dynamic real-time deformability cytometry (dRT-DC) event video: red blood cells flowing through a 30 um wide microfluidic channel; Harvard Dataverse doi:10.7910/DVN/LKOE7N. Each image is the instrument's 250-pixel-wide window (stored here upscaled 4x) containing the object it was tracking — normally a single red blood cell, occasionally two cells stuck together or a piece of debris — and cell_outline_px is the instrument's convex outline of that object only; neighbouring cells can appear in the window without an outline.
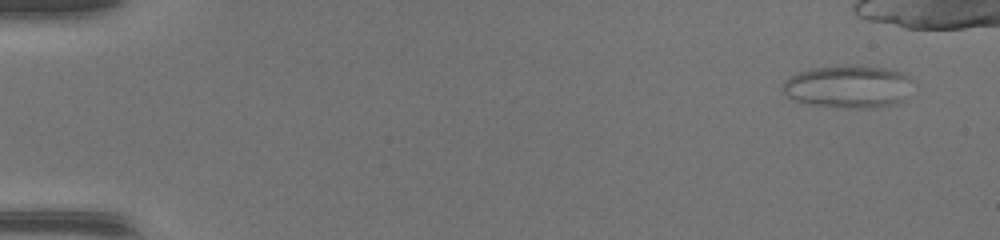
{"species": "common noctule bat (a hibernating species)", "species_latin": "Nyctalus noctula", "temperature_condition": "warm", "stored_images_in_passage": 15, "camera_frame_rate_fps": 3000, "um_per_image_px": 0.085, "animal": {"sex": "female", "body_mass_g": 17.0, "forearm_length_mm": 48.0}, "frame": {"image": 1, "passage_image": 3, "time_ms": 0.667, "image_size_px": [1000, 240], "cell_outline_px": [[912, 80], [900, 100], [892, 104], [872, 108], [848, 108], [812, 104], [796, 100], [788, 96], [780, 88], [792, 76], [800, 72], [812, 68], [884, 68], [904, 72]], "centroid_in_image_um": [72.08, 7.39], "position_along_channel_um": 12.9, "area_um2": 30.75}}